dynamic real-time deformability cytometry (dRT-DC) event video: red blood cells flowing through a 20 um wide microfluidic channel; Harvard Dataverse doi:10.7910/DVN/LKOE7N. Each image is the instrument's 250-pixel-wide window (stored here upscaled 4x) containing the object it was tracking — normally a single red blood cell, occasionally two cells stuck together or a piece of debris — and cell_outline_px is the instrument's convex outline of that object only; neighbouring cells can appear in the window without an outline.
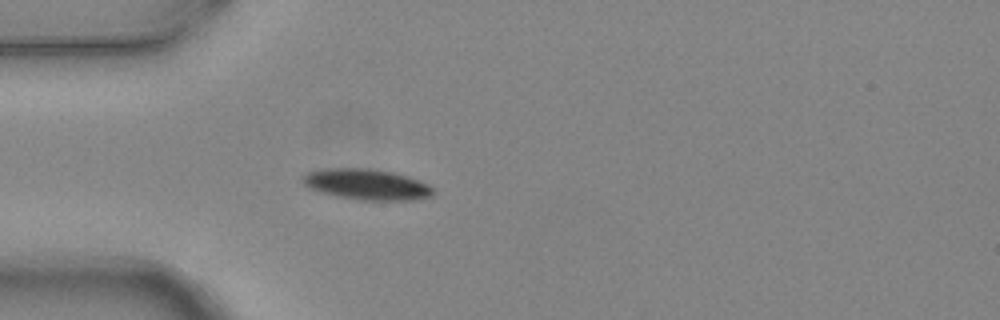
{"species": "common noctule bat (a hibernating species)", "species_latin": "Nyctalus noctula", "temperature_condition": "warm", "stored_images_in_passage": 4, "camera_frame_rate_fps": 3000, "um_per_image_px": 0.085, "animal": {"sex": "female", "body_mass_g": 24.6, "forearm_length_mm": 56.2}, "frame": {"image": 1, "passage_image": 4, "time_ms": 1.0, "image_size_px": [1000, 320], "cell_outline_px": [[432, 196], [412, 200], [360, 200], [336, 196], [320, 192], [308, 188], [300, 180], [300, 176], [308, 172], [328, 168], [368, 168], [392, 172], [408, 176], [428, 184], [432, 188]], "centroid_in_image_um": [31.11, 15.67], "position_along_channel_um": 53.9, "area_um2": 23.47}}